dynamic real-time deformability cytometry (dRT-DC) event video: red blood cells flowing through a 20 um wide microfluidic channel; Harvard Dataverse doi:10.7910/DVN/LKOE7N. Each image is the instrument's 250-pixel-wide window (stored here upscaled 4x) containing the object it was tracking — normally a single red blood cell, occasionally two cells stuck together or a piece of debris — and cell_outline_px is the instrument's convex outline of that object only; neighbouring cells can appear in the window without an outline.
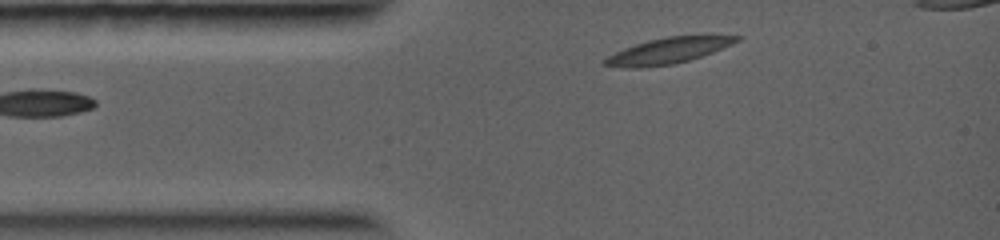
{"species": "common noctule bat (a hibernating species)", "species_latin": "Nyctalus noctula", "temperature_condition": "warm", "stored_images_in_passage": 23, "camera_frame_rate_fps": 5000, "um_per_image_px": 0.085, "animal": {"sex": "female", "body_mass_g": 19.0, "forearm_length_mm": 56.7}, "frame": {"image": 1, "passage_image": 1, "time_ms": 0.0, "image_size_px": [1000, 240], "cell_outline_px": [[744, 36], [740, 40], [732, 44], [712, 52], [688, 60], [672, 64], [644, 68], [624, 68], [600, 64], [608, 56], [624, 48], [648, 40], [668, 36]], "centroid_in_image_um": [56.74, 4.32], "position_along_channel_um": 28.3, "area_um2": 19.59}}
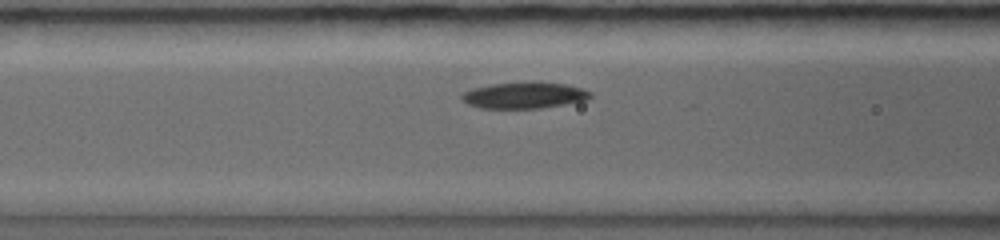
{"frame": {"image": 2, "passage_image": 7, "time_ms": 2.4, "image_size_px": [1000, 240], "cell_outline_px": [[592, 96], [588, 100], [540, 108], [480, 108], [468, 104], [460, 96], [464, 92], [472, 88], [492, 84], [536, 80], [564, 84], [584, 88], [592, 92]], "centroid_in_image_um": [44.61, 8.08], "position_along_channel_um": 122.0, "area_um2": 20.06}}
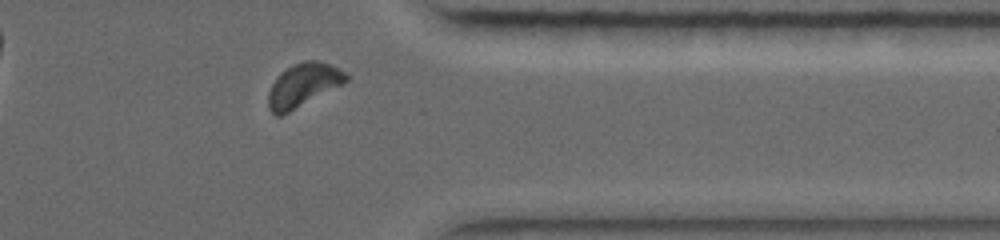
{"frame": {"image": 3, "passage_image": 20, "time_ms": 8.0, "image_size_px": [1000, 240], "cell_outline_px": [[348, 80], [288, 112], [280, 116], [276, 116], [268, 108], [268, 92], [276, 76], [280, 72], [304, 60], [316, 60], [328, 64], [344, 72], [348, 76]], "centroid_in_image_um": [25.7, 7.23], "position_along_channel_um": 385.7, "area_um2": 19.02}}